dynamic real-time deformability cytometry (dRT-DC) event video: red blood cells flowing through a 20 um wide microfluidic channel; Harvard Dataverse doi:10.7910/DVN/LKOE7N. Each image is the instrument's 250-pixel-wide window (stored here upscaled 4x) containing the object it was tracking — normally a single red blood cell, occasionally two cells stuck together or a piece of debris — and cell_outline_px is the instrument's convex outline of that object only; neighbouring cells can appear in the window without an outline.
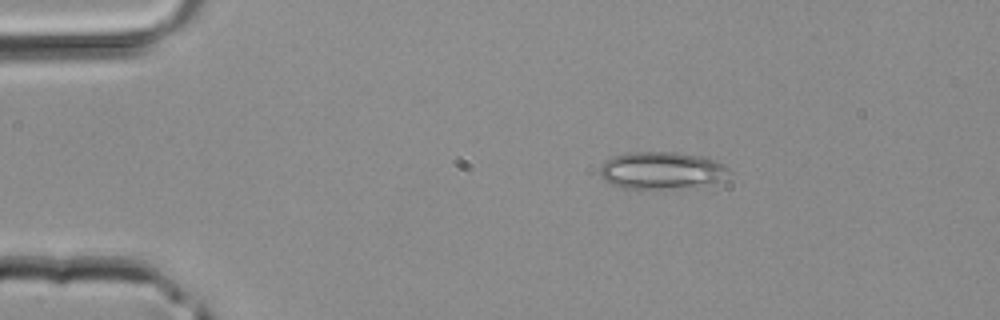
{"species": "common noctule bat (a hibernating species)", "species_latin": "Nyctalus noctula", "temperature_condition": "room temperature", "stored_images_in_passage": 35, "camera_frame_rate_fps": 3000, "um_per_image_px": 0.085, "animal": {"sex": "male", "body_mass_g": 20.4}, "frame": {"image": 1, "passage_image": 1, "time_ms": 0.0, "image_size_px": [1000, 320], "cell_outline_px": [[732, 172], [712, 184], [640, 192], [624, 188], [612, 184], [604, 180], [600, 176], [600, 164], [604, 160], [616, 156], [632, 152], [676, 152], [704, 156], [716, 160], [724, 164]], "centroid_in_image_um": [56.21, 14.52], "position_along_channel_um": 28.8, "area_um2": 28.84}}
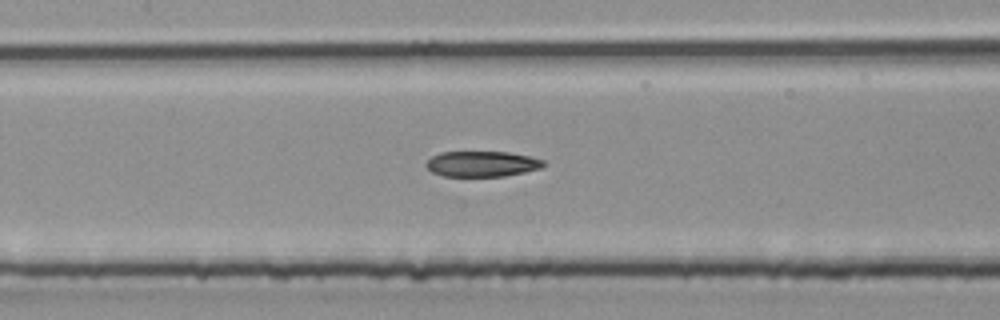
{"frame": {"image": 2, "passage_image": 13, "time_ms": 4.0, "image_size_px": [1000, 320], "cell_outline_px": [[544, 164], [540, 168], [524, 172], [504, 176], [444, 176], [432, 172], [424, 164], [432, 156], [440, 152], [508, 152], [528, 156], [544, 160]], "centroid_in_image_um": [40.94, 13.93], "position_along_channel_um": 166.5, "area_um2": 17.34}}
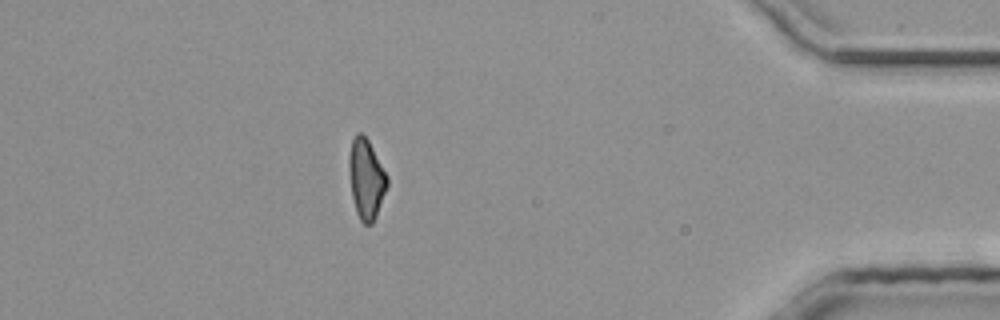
{"frame": {"image": 3, "passage_image": 30, "time_ms": 9.667, "image_size_px": [1000, 320], "cell_outline_px": [[388, 184], [376, 216], [372, 224], [364, 224], [360, 220], [356, 212], [352, 196], [348, 168], [348, 156], [352, 140], [356, 132], [360, 132], [368, 140], [388, 176]], "centroid_in_image_um": [31.11, 15.2], "position_along_channel_um": 404.1, "area_um2": 17.74}}